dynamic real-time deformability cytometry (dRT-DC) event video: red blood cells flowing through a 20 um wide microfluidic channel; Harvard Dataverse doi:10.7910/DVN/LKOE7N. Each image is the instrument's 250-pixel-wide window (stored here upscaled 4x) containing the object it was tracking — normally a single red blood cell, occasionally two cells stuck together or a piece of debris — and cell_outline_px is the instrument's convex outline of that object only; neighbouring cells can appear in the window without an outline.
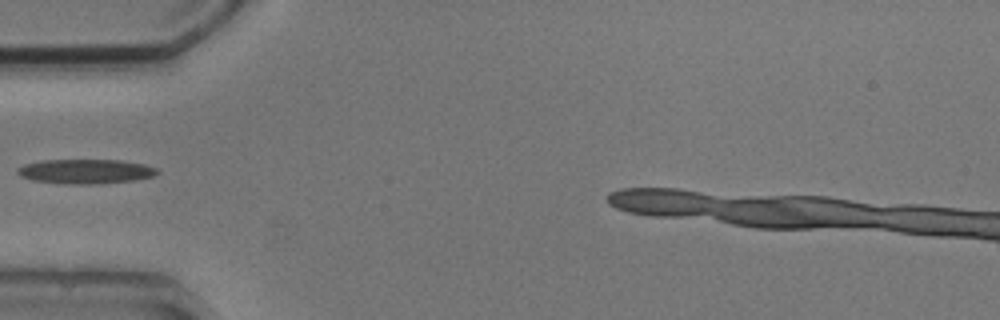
{"species": "common noctule bat (a hibernating species)", "species_latin": "Nyctalus noctula", "temperature_condition": "cold", "stored_images_in_passage": 4, "camera_frame_rate_fps": 3000, "um_per_image_px": 0.085, "animal": {"sex": "male", "body_mass_g": 20.5, "forearm_length_mm": 52.5}, "frame": {"image": 1, "passage_image": 4, "time_ms": 3.333, "image_size_px": [1000, 320], "cell_outline_px": [[160, 172], [152, 176], [132, 180], [100, 184], [64, 184], [32, 180], [20, 176], [16, 172], [16, 168], [24, 164], [44, 160], [120, 160], [144, 164], [156, 168]], "centroid_in_image_um": [7.23, 14.57], "position_along_channel_um": 77.8, "area_um2": 20.0}}